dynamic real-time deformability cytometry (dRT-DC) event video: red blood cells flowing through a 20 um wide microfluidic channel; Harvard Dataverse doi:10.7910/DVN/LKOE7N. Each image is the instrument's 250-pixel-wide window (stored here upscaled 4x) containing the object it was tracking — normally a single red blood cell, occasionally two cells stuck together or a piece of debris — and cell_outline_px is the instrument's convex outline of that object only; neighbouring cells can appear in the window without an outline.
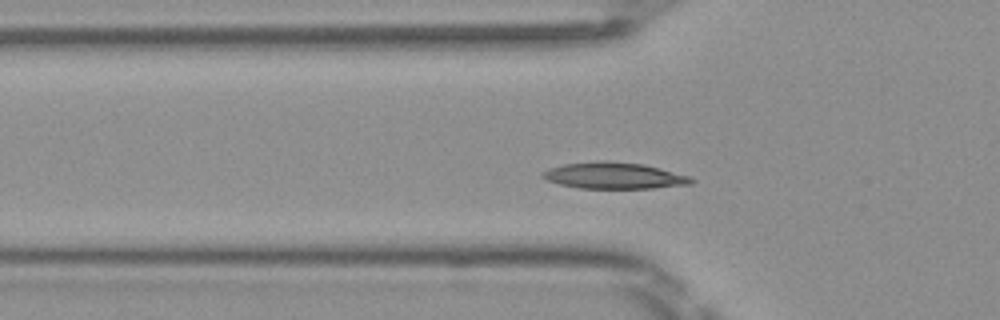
{"species": "Egyptian fruit bat (a non-hibernating species)", "species_latin": "Rousettus aegyptiacus", "temperature_condition": "room temperature", "stored_images_in_passage": 45, "camera_frame_rate_fps": 3000, "um_per_image_px": 0.085, "frame": {"image": 1, "passage_image": 11, "time_ms": 3.333, "image_size_px": [1000, 320], "cell_outline_px": [[696, 180], [692, 184], [652, 188], [580, 188], [560, 184], [548, 180], [540, 176], [540, 172], [548, 168], [564, 164], [600, 160], [604, 160], [644, 164], [660, 168], [688, 176]], "centroid_in_image_um": [52.17, 14.92], "position_along_channel_um": 73.6, "area_um2": 22.89}}
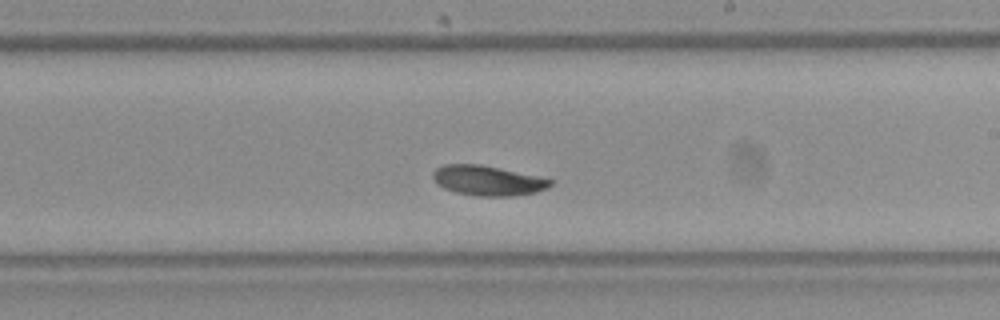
{"frame": {"image": 2, "passage_image": 24, "time_ms": 7.667, "image_size_px": [1000, 320], "cell_outline_px": [[552, 184], [548, 188], [536, 192], [512, 196], [476, 196], [456, 192], [444, 188], [436, 184], [432, 176], [432, 172], [436, 168], [444, 164], [480, 164], [500, 168], [536, 176], [552, 180]], "centroid_in_image_um": [41.42, 15.35], "position_along_channel_um": 247.6, "area_um2": 20.46}}
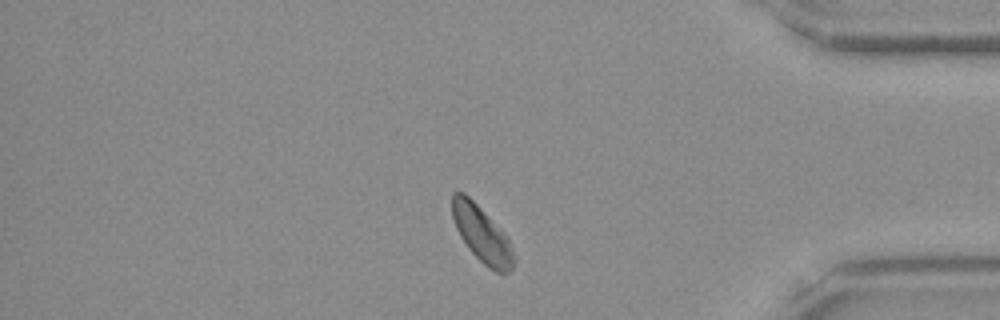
{"frame": {"image": 3, "passage_image": 37, "time_ms": 12.0, "image_size_px": [1000, 320], "cell_outline_px": [[516, 260], [512, 268], [504, 276], [488, 268], [472, 252], [460, 236], [456, 228], [452, 216], [452, 192], [464, 192], [508, 236], [516, 256]], "centroid_in_image_um": [41.0, 19.96], "position_along_channel_um": 394.2, "area_um2": 20.23}, "authors_computed_cell_mechanics": {"area_um2": 20.6346, "velocity_mm_per_s": 4.0144, "shape_relaxation_time_tau1_ms": 4.287, "shape_relaxation_time_tau2_ms": null, "deformation_change_tau1": 0.0965, "deformation_change_tau2": null}}